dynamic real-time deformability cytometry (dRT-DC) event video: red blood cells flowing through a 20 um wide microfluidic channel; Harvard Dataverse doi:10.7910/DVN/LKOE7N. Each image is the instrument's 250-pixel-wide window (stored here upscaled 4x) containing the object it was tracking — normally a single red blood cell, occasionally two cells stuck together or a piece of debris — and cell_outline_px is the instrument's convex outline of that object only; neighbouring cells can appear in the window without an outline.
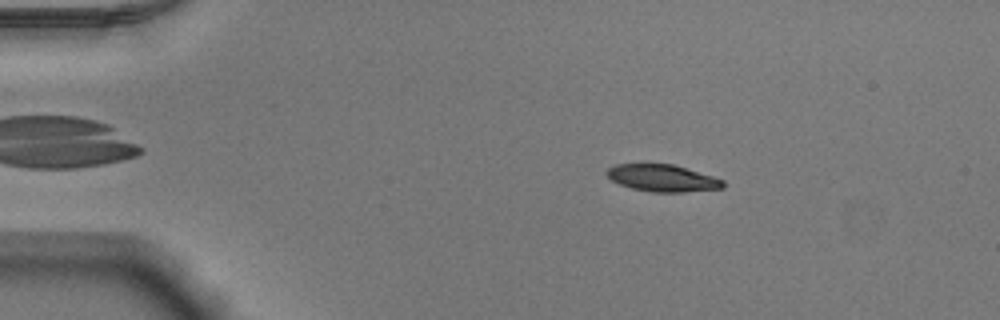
{"species": "Egyptian fruit bat (a non-hibernating species)", "species_latin": "Rousettus aegyptiacus", "temperature_condition": "warm", "stored_images_in_passage": 47, "camera_frame_rate_fps": 3000, "um_per_image_px": 0.085, "animal": {"sex": "male"}, "frame": {"image": 1, "passage_image": 4, "time_ms": 1.0, "image_size_px": [1000, 320], "cell_outline_px": [[724, 188], [684, 192], [652, 192], [632, 188], [620, 184], [612, 180], [604, 172], [608, 168], [616, 164], [672, 164], [712, 176], [724, 180]], "centroid_in_image_um": [56.3, 15.14], "position_along_channel_um": 28.7, "area_um2": 18.15}}
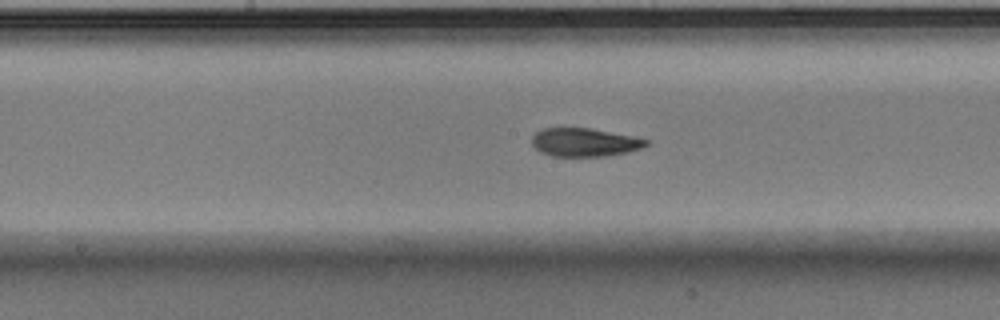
{"frame": {"image": 2, "passage_image": 22, "time_ms": 7.0, "image_size_px": [1000, 320], "cell_outline_px": [[648, 144], [640, 148], [628, 152], [604, 156], [552, 156], [540, 152], [532, 144], [532, 136], [536, 132], [544, 128], [588, 128], [632, 136], [648, 140]], "centroid_in_image_um": [49.65, 12.1], "position_along_channel_um": 198.5, "area_um2": 18.67}}
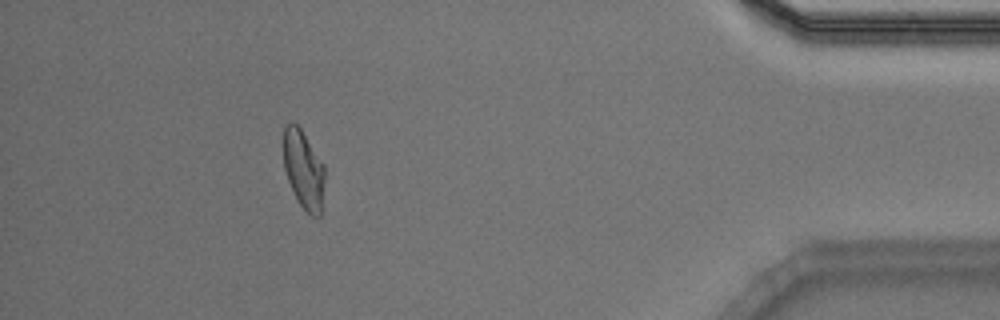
{"frame": {"image": 3, "passage_image": 42, "time_ms": 13.667, "image_size_px": [1000, 320], "cell_outline_px": [[324, 180], [320, 216], [312, 216], [300, 204], [288, 180], [284, 168], [284, 128], [292, 120], [300, 128], [324, 164]], "centroid_in_image_um": [25.8, 14.38], "position_along_channel_um": 409.4, "area_um2": 18.44}, "authors_computed_cell_mechanics": {"area_um2": 19.5364, "velocity_mm_per_s": 3.9133, "shape_relaxation_time_tau1_ms": 8.2369, "shape_relaxation_time_tau2_ms": 2.2065, "deformation_change_tau1": 0.2281, "deformation_change_tau2": 0.0916}}